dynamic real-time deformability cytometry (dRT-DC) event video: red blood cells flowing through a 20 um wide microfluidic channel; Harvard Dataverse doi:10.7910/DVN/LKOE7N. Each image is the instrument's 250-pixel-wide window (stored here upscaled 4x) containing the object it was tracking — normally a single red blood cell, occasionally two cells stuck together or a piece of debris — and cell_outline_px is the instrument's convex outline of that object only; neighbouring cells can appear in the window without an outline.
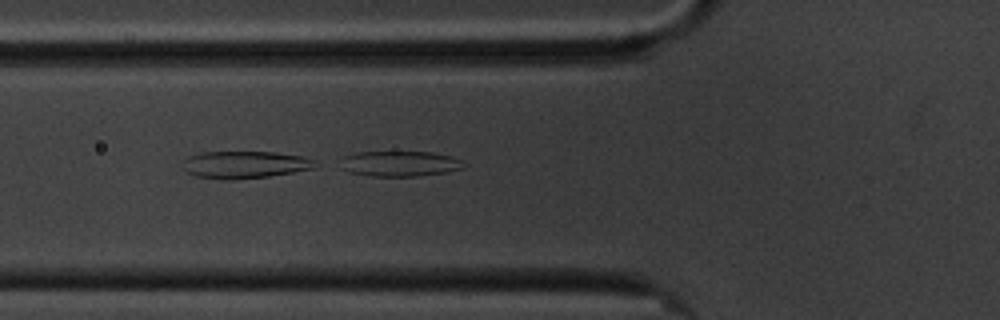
{"species": "common noctule bat (a hibernating species)", "species_latin": "Nyctalus noctula", "temperature_condition": "cold", "stored_images_in_passage": 57, "camera_frame_rate_fps": 3000, "um_per_image_px": 0.085, "animal": {"sex": "male", "body_mass_g": 20.1, "forearm_length_mm": 53.5}, "frame": {"image": 1, "passage_image": 20, "time_ms": 6.333, "image_size_px": [1000, 320], "cell_outline_px": [[468, 164], [464, 168], [444, 172], [416, 176], [372, 176], [348, 172], [340, 168], [344, 156], [356, 152], [432, 152], [452, 156], [464, 160]], "centroid_in_image_um": [34.03, 13.91], "position_along_channel_um": 91.8, "area_um2": 18.38}}
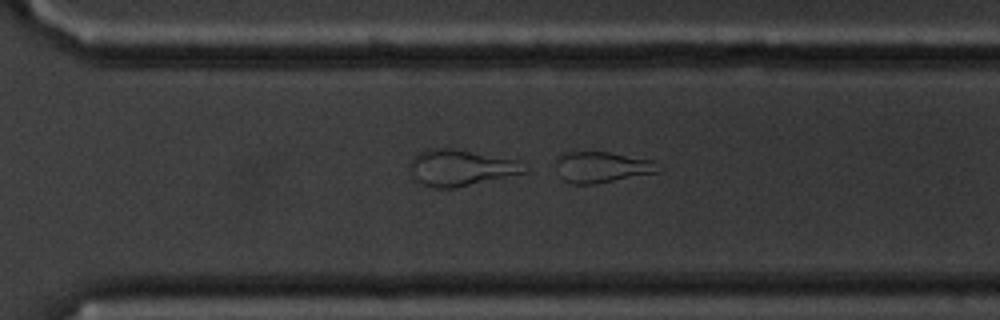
{"frame": {"image": 2, "passage_image": 40, "time_ms": 13.0, "image_size_px": [1000, 320], "cell_outline_px": [[664, 168], [660, 172], [596, 184], [572, 184], [564, 180], [560, 176], [556, 164], [556, 160], [560, 152], [612, 152], [652, 160]], "centroid_in_image_um": [51.2, 14.2], "position_along_channel_um": 319.4, "area_um2": 18.79}}